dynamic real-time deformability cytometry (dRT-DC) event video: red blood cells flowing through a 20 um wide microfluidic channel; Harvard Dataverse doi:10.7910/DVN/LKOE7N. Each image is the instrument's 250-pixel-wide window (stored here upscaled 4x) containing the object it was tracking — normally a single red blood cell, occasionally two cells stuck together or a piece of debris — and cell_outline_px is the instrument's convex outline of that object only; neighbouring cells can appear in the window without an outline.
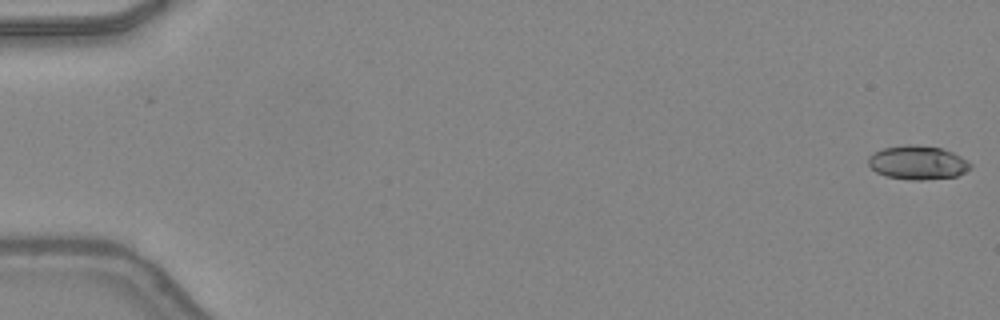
{"species": "common noctule bat (a hibernating species)", "species_latin": "Nyctalus noctula", "temperature_condition": "warm", "stored_images_in_passage": 48, "camera_frame_rate_fps": 3000, "um_per_image_px": 0.085, "animal": {"sex": "female", "body_mass_g": 24.6, "forearm_length_mm": 56.2}, "frame": {"image": 1, "passage_image": 1, "time_ms": 0.0, "image_size_px": [1000, 320], "cell_outline_px": [[972, 164], [964, 172], [956, 176], [924, 180], [912, 180], [884, 176], [876, 172], [868, 164], [868, 156], [872, 152], [884, 148], [908, 144], [912, 144], [940, 148], [952, 152], [968, 160]], "centroid_in_image_um": [77.97, 13.82], "position_along_channel_um": 7.0, "area_um2": 20.11}}
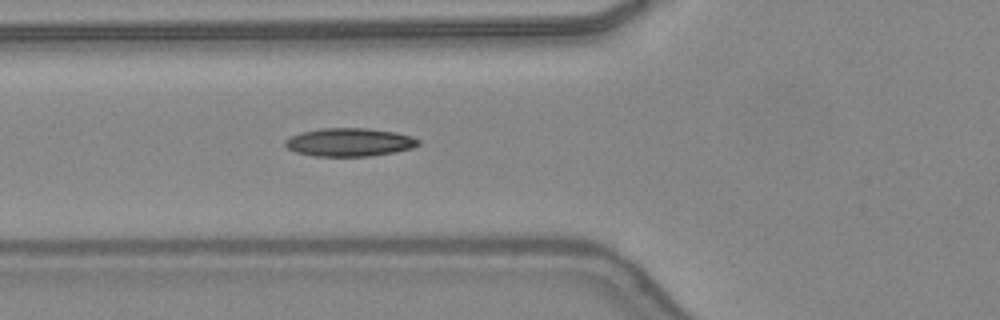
{"frame": {"image": 2, "passage_image": 19, "time_ms": 6.0, "image_size_px": [1000, 320], "cell_outline_px": [[420, 144], [412, 148], [396, 152], [368, 156], [312, 156], [296, 152], [288, 148], [284, 144], [284, 140], [300, 132], [320, 128], [368, 128], [396, 132], [412, 136], [420, 140]], "centroid_in_image_um": [29.71, 12.08], "position_along_channel_um": 96.1, "area_um2": 22.08}}
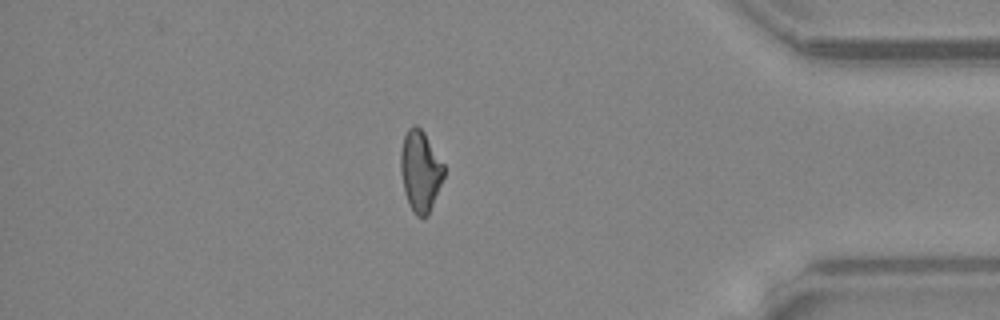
{"frame": {"image": 3, "passage_image": 42, "time_ms": 13.667, "image_size_px": [1000, 320], "cell_outline_px": [[444, 176], [428, 216], [416, 216], [404, 192], [400, 172], [400, 152], [404, 136], [408, 128], [412, 124], [416, 124], [424, 132], [444, 164]], "centroid_in_image_um": [35.72, 14.5], "position_along_channel_um": 399.5, "area_um2": 20.35}, "authors_computed_cell_mechanics": {"area_um2": 20.519, "velocity_mm_per_s": 4.3721, "shape_relaxation_time_tau1_ms": null, "shape_relaxation_time_tau2_ms": 3.3703, "deformation_change_tau1": null, "deformation_change_tau2": 0.1158}}